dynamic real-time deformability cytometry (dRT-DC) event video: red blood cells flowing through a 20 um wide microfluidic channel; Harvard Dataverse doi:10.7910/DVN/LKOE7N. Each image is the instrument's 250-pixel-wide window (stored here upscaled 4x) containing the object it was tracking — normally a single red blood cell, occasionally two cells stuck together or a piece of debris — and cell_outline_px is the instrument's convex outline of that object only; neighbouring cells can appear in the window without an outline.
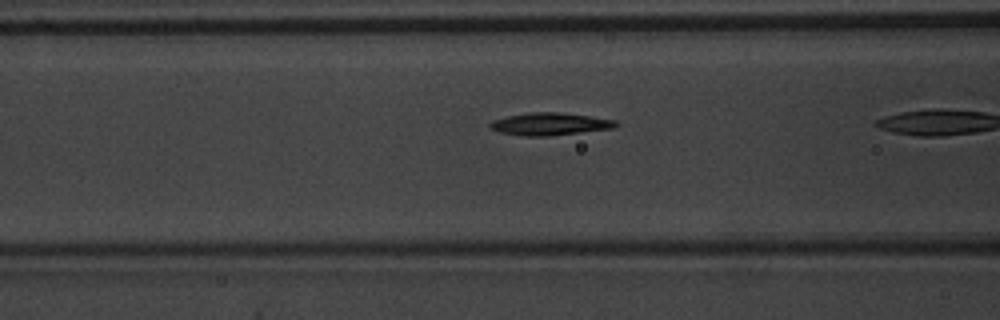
{"species": "common noctule bat (a hibernating species)", "species_latin": "Nyctalus noctula", "temperature_condition": "warm", "stored_images_in_passage": 8, "camera_frame_rate_fps": 3000, "um_per_image_px": 0.085, "animal": {"sex": "male", "body_mass_g": 20.1, "forearm_length_mm": 53.5}, "frame": {"image": 1, "passage_image": 7, "time_ms": 2.0, "image_size_px": [1000, 320], "cell_outline_px": [[620, 124], [616, 128], [548, 136], [524, 136], [500, 132], [492, 128], [488, 124], [492, 120], [508, 116], [528, 112], [560, 112], [616, 120]], "centroid_in_image_um": [46.77, 10.54], "position_along_channel_um": 119.8, "area_um2": 16.47}}